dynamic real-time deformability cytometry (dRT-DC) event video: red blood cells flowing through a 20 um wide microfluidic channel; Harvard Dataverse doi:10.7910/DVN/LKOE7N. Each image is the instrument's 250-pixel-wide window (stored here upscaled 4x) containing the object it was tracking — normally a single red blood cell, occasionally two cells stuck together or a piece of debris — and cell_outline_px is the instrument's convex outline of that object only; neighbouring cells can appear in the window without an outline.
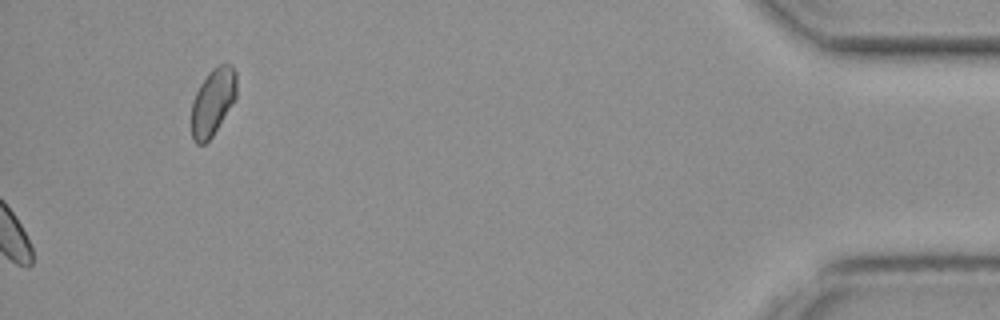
{"species": "common noctule bat (a hibernating species)", "species_latin": "Nyctalus noctula", "temperature_condition": "cold", "stored_images_in_passage": 52, "camera_frame_rate_fps": 3000, "um_per_image_px": 0.085, "animal": {"sex": "female", "body_mass_g": 19.3, "forearm_length_mm": 54.1}, "frame": {"image": 1, "passage_image": 52, "time_ms": 17.0, "image_size_px": [1000, 320], "cell_outline_px": [[236, 96], [232, 104], [212, 136], [204, 144], [196, 144], [192, 140], [192, 100], [200, 84], [208, 72], [212, 68], [220, 64], [232, 64], [236, 72]], "centroid_in_image_um": [18.08, 8.64], "position_along_channel_um": 417.1, "area_um2": 17.57}}